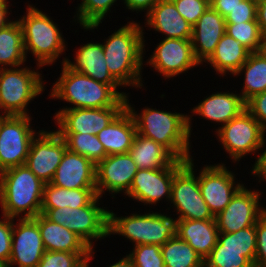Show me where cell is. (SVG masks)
Instances as JSON below:
<instances>
[{
    "instance_id": "cell-44",
    "label": "cell",
    "mask_w": 266,
    "mask_h": 267,
    "mask_svg": "<svg viewBox=\"0 0 266 267\" xmlns=\"http://www.w3.org/2000/svg\"><path fill=\"white\" fill-rule=\"evenodd\" d=\"M3 217V221L0 220V260L8 264L11 254L14 219L4 215Z\"/></svg>"
},
{
    "instance_id": "cell-11",
    "label": "cell",
    "mask_w": 266,
    "mask_h": 267,
    "mask_svg": "<svg viewBox=\"0 0 266 267\" xmlns=\"http://www.w3.org/2000/svg\"><path fill=\"white\" fill-rule=\"evenodd\" d=\"M264 130L259 122L245 109L218 129L217 136L233 160L237 161L247 153L262 148Z\"/></svg>"
},
{
    "instance_id": "cell-40",
    "label": "cell",
    "mask_w": 266,
    "mask_h": 267,
    "mask_svg": "<svg viewBox=\"0 0 266 267\" xmlns=\"http://www.w3.org/2000/svg\"><path fill=\"white\" fill-rule=\"evenodd\" d=\"M88 254L45 251L37 267H83Z\"/></svg>"
},
{
    "instance_id": "cell-31",
    "label": "cell",
    "mask_w": 266,
    "mask_h": 267,
    "mask_svg": "<svg viewBox=\"0 0 266 267\" xmlns=\"http://www.w3.org/2000/svg\"><path fill=\"white\" fill-rule=\"evenodd\" d=\"M26 61L21 26L17 21L0 29V65L19 67Z\"/></svg>"
},
{
    "instance_id": "cell-45",
    "label": "cell",
    "mask_w": 266,
    "mask_h": 267,
    "mask_svg": "<svg viewBox=\"0 0 266 267\" xmlns=\"http://www.w3.org/2000/svg\"><path fill=\"white\" fill-rule=\"evenodd\" d=\"M245 107L266 132V91L252 96L245 102Z\"/></svg>"
},
{
    "instance_id": "cell-46",
    "label": "cell",
    "mask_w": 266,
    "mask_h": 267,
    "mask_svg": "<svg viewBox=\"0 0 266 267\" xmlns=\"http://www.w3.org/2000/svg\"><path fill=\"white\" fill-rule=\"evenodd\" d=\"M243 0H209L210 7L224 18Z\"/></svg>"
},
{
    "instance_id": "cell-38",
    "label": "cell",
    "mask_w": 266,
    "mask_h": 267,
    "mask_svg": "<svg viewBox=\"0 0 266 267\" xmlns=\"http://www.w3.org/2000/svg\"><path fill=\"white\" fill-rule=\"evenodd\" d=\"M226 34L241 43L251 53L257 51L263 35L257 21L226 24Z\"/></svg>"
},
{
    "instance_id": "cell-19",
    "label": "cell",
    "mask_w": 266,
    "mask_h": 267,
    "mask_svg": "<svg viewBox=\"0 0 266 267\" xmlns=\"http://www.w3.org/2000/svg\"><path fill=\"white\" fill-rule=\"evenodd\" d=\"M164 77L170 78L200 64L194 56L191 40L165 38L148 61Z\"/></svg>"
},
{
    "instance_id": "cell-26",
    "label": "cell",
    "mask_w": 266,
    "mask_h": 267,
    "mask_svg": "<svg viewBox=\"0 0 266 267\" xmlns=\"http://www.w3.org/2000/svg\"><path fill=\"white\" fill-rule=\"evenodd\" d=\"M137 134L131 112L125 108L106 128L98 134L107 155L128 153Z\"/></svg>"
},
{
    "instance_id": "cell-39",
    "label": "cell",
    "mask_w": 266,
    "mask_h": 267,
    "mask_svg": "<svg viewBox=\"0 0 266 267\" xmlns=\"http://www.w3.org/2000/svg\"><path fill=\"white\" fill-rule=\"evenodd\" d=\"M129 254L134 267H165L161 246L154 244L134 245Z\"/></svg>"
},
{
    "instance_id": "cell-16",
    "label": "cell",
    "mask_w": 266,
    "mask_h": 267,
    "mask_svg": "<svg viewBox=\"0 0 266 267\" xmlns=\"http://www.w3.org/2000/svg\"><path fill=\"white\" fill-rule=\"evenodd\" d=\"M198 181L202 197L214 217L225 209L235 193L243 186L238 183L233 187L234 174L223 164L205 166L198 176Z\"/></svg>"
},
{
    "instance_id": "cell-50",
    "label": "cell",
    "mask_w": 266,
    "mask_h": 267,
    "mask_svg": "<svg viewBox=\"0 0 266 267\" xmlns=\"http://www.w3.org/2000/svg\"><path fill=\"white\" fill-rule=\"evenodd\" d=\"M252 173L266 179V159H260L259 163L253 168Z\"/></svg>"
},
{
    "instance_id": "cell-37",
    "label": "cell",
    "mask_w": 266,
    "mask_h": 267,
    "mask_svg": "<svg viewBox=\"0 0 266 267\" xmlns=\"http://www.w3.org/2000/svg\"><path fill=\"white\" fill-rule=\"evenodd\" d=\"M204 267H254L239 250L222 249L217 241L209 256L204 260Z\"/></svg>"
},
{
    "instance_id": "cell-5",
    "label": "cell",
    "mask_w": 266,
    "mask_h": 267,
    "mask_svg": "<svg viewBox=\"0 0 266 267\" xmlns=\"http://www.w3.org/2000/svg\"><path fill=\"white\" fill-rule=\"evenodd\" d=\"M27 15L18 20L24 40L25 55L27 51L37 58L39 67L51 64L65 50L57 25L51 18L29 5Z\"/></svg>"
},
{
    "instance_id": "cell-2",
    "label": "cell",
    "mask_w": 266,
    "mask_h": 267,
    "mask_svg": "<svg viewBox=\"0 0 266 267\" xmlns=\"http://www.w3.org/2000/svg\"><path fill=\"white\" fill-rule=\"evenodd\" d=\"M126 108L131 112L137 133L167 148L177 159L186 161L190 157V118L180 113L145 108L141 115L135 114L126 97Z\"/></svg>"
},
{
    "instance_id": "cell-42",
    "label": "cell",
    "mask_w": 266,
    "mask_h": 267,
    "mask_svg": "<svg viewBox=\"0 0 266 267\" xmlns=\"http://www.w3.org/2000/svg\"><path fill=\"white\" fill-rule=\"evenodd\" d=\"M250 21H257V0H243L225 17L226 24Z\"/></svg>"
},
{
    "instance_id": "cell-52",
    "label": "cell",
    "mask_w": 266,
    "mask_h": 267,
    "mask_svg": "<svg viewBox=\"0 0 266 267\" xmlns=\"http://www.w3.org/2000/svg\"><path fill=\"white\" fill-rule=\"evenodd\" d=\"M109 267H134L133 261L129 255Z\"/></svg>"
},
{
    "instance_id": "cell-28",
    "label": "cell",
    "mask_w": 266,
    "mask_h": 267,
    "mask_svg": "<svg viewBox=\"0 0 266 267\" xmlns=\"http://www.w3.org/2000/svg\"><path fill=\"white\" fill-rule=\"evenodd\" d=\"M138 169H158L170 166L177 158L163 145L136 134L129 150Z\"/></svg>"
},
{
    "instance_id": "cell-21",
    "label": "cell",
    "mask_w": 266,
    "mask_h": 267,
    "mask_svg": "<svg viewBox=\"0 0 266 267\" xmlns=\"http://www.w3.org/2000/svg\"><path fill=\"white\" fill-rule=\"evenodd\" d=\"M225 33V18L209 7L192 28L193 53L200 64L212 56L218 42Z\"/></svg>"
},
{
    "instance_id": "cell-48",
    "label": "cell",
    "mask_w": 266,
    "mask_h": 267,
    "mask_svg": "<svg viewBox=\"0 0 266 267\" xmlns=\"http://www.w3.org/2000/svg\"><path fill=\"white\" fill-rule=\"evenodd\" d=\"M257 22L262 34H266V0H257Z\"/></svg>"
},
{
    "instance_id": "cell-34",
    "label": "cell",
    "mask_w": 266,
    "mask_h": 267,
    "mask_svg": "<svg viewBox=\"0 0 266 267\" xmlns=\"http://www.w3.org/2000/svg\"><path fill=\"white\" fill-rule=\"evenodd\" d=\"M66 142L67 149L91 160L95 165L102 161L107 153L97 135L86 133L59 134Z\"/></svg>"
},
{
    "instance_id": "cell-3",
    "label": "cell",
    "mask_w": 266,
    "mask_h": 267,
    "mask_svg": "<svg viewBox=\"0 0 266 267\" xmlns=\"http://www.w3.org/2000/svg\"><path fill=\"white\" fill-rule=\"evenodd\" d=\"M42 182L26 165L15 166L0 172V204L2 213L9 218H34L41 212Z\"/></svg>"
},
{
    "instance_id": "cell-8",
    "label": "cell",
    "mask_w": 266,
    "mask_h": 267,
    "mask_svg": "<svg viewBox=\"0 0 266 267\" xmlns=\"http://www.w3.org/2000/svg\"><path fill=\"white\" fill-rule=\"evenodd\" d=\"M40 77L29 68H0V109L4 115L28 116L27 104L44 89Z\"/></svg>"
},
{
    "instance_id": "cell-41",
    "label": "cell",
    "mask_w": 266,
    "mask_h": 267,
    "mask_svg": "<svg viewBox=\"0 0 266 267\" xmlns=\"http://www.w3.org/2000/svg\"><path fill=\"white\" fill-rule=\"evenodd\" d=\"M179 14L193 27L210 7L209 0H171Z\"/></svg>"
},
{
    "instance_id": "cell-24",
    "label": "cell",
    "mask_w": 266,
    "mask_h": 267,
    "mask_svg": "<svg viewBox=\"0 0 266 267\" xmlns=\"http://www.w3.org/2000/svg\"><path fill=\"white\" fill-rule=\"evenodd\" d=\"M147 24L169 39L191 40L192 26L179 14L171 0H159L147 13Z\"/></svg>"
},
{
    "instance_id": "cell-55",
    "label": "cell",
    "mask_w": 266,
    "mask_h": 267,
    "mask_svg": "<svg viewBox=\"0 0 266 267\" xmlns=\"http://www.w3.org/2000/svg\"><path fill=\"white\" fill-rule=\"evenodd\" d=\"M0 267H8V264L5 261L0 260Z\"/></svg>"
},
{
    "instance_id": "cell-12",
    "label": "cell",
    "mask_w": 266,
    "mask_h": 267,
    "mask_svg": "<svg viewBox=\"0 0 266 267\" xmlns=\"http://www.w3.org/2000/svg\"><path fill=\"white\" fill-rule=\"evenodd\" d=\"M30 144L25 165L45 184L50 183L67 149L56 132L39 131Z\"/></svg>"
},
{
    "instance_id": "cell-14",
    "label": "cell",
    "mask_w": 266,
    "mask_h": 267,
    "mask_svg": "<svg viewBox=\"0 0 266 267\" xmlns=\"http://www.w3.org/2000/svg\"><path fill=\"white\" fill-rule=\"evenodd\" d=\"M259 192L249 191L244 185L235 193L225 209L215 216L218 231L233 233L253 226L266 212L259 208Z\"/></svg>"
},
{
    "instance_id": "cell-23",
    "label": "cell",
    "mask_w": 266,
    "mask_h": 267,
    "mask_svg": "<svg viewBox=\"0 0 266 267\" xmlns=\"http://www.w3.org/2000/svg\"><path fill=\"white\" fill-rule=\"evenodd\" d=\"M33 219L38 223L46 251L90 252L91 247L81 237L63 225L52 222L44 214L40 213Z\"/></svg>"
},
{
    "instance_id": "cell-27",
    "label": "cell",
    "mask_w": 266,
    "mask_h": 267,
    "mask_svg": "<svg viewBox=\"0 0 266 267\" xmlns=\"http://www.w3.org/2000/svg\"><path fill=\"white\" fill-rule=\"evenodd\" d=\"M245 109V101L238 94L217 92L204 99L192 111L208 120L225 125Z\"/></svg>"
},
{
    "instance_id": "cell-15",
    "label": "cell",
    "mask_w": 266,
    "mask_h": 267,
    "mask_svg": "<svg viewBox=\"0 0 266 267\" xmlns=\"http://www.w3.org/2000/svg\"><path fill=\"white\" fill-rule=\"evenodd\" d=\"M186 163L176 159L170 166L158 169H138L127 196L145 204H154L166 196L170 201L174 174Z\"/></svg>"
},
{
    "instance_id": "cell-25",
    "label": "cell",
    "mask_w": 266,
    "mask_h": 267,
    "mask_svg": "<svg viewBox=\"0 0 266 267\" xmlns=\"http://www.w3.org/2000/svg\"><path fill=\"white\" fill-rule=\"evenodd\" d=\"M216 219L177 220L176 235L186 241L204 261L218 241Z\"/></svg>"
},
{
    "instance_id": "cell-7",
    "label": "cell",
    "mask_w": 266,
    "mask_h": 267,
    "mask_svg": "<svg viewBox=\"0 0 266 267\" xmlns=\"http://www.w3.org/2000/svg\"><path fill=\"white\" fill-rule=\"evenodd\" d=\"M97 196L88 206L71 208H41L44 214L52 222L63 225L70 231L81 237L91 248V240L100 239L109 235V211L98 207ZM93 238V239H91Z\"/></svg>"
},
{
    "instance_id": "cell-10",
    "label": "cell",
    "mask_w": 266,
    "mask_h": 267,
    "mask_svg": "<svg viewBox=\"0 0 266 267\" xmlns=\"http://www.w3.org/2000/svg\"><path fill=\"white\" fill-rule=\"evenodd\" d=\"M30 116L0 115V172L25 165L35 137Z\"/></svg>"
},
{
    "instance_id": "cell-33",
    "label": "cell",
    "mask_w": 266,
    "mask_h": 267,
    "mask_svg": "<svg viewBox=\"0 0 266 267\" xmlns=\"http://www.w3.org/2000/svg\"><path fill=\"white\" fill-rule=\"evenodd\" d=\"M243 70L245 72V85L240 96L246 102L252 96L266 91V60L256 52L250 53L246 62L235 75H239Z\"/></svg>"
},
{
    "instance_id": "cell-54",
    "label": "cell",
    "mask_w": 266,
    "mask_h": 267,
    "mask_svg": "<svg viewBox=\"0 0 266 267\" xmlns=\"http://www.w3.org/2000/svg\"><path fill=\"white\" fill-rule=\"evenodd\" d=\"M260 159H266V150L262 153L261 156L258 157L255 165L253 166V168L259 163Z\"/></svg>"
},
{
    "instance_id": "cell-1",
    "label": "cell",
    "mask_w": 266,
    "mask_h": 267,
    "mask_svg": "<svg viewBox=\"0 0 266 267\" xmlns=\"http://www.w3.org/2000/svg\"><path fill=\"white\" fill-rule=\"evenodd\" d=\"M138 23L130 22L114 32L103 45L109 73L120 85L141 84L144 37Z\"/></svg>"
},
{
    "instance_id": "cell-9",
    "label": "cell",
    "mask_w": 266,
    "mask_h": 267,
    "mask_svg": "<svg viewBox=\"0 0 266 267\" xmlns=\"http://www.w3.org/2000/svg\"><path fill=\"white\" fill-rule=\"evenodd\" d=\"M193 166L192 159L189 158L174 174L170 201L181 214L176 220H212L215 217L202 197Z\"/></svg>"
},
{
    "instance_id": "cell-22",
    "label": "cell",
    "mask_w": 266,
    "mask_h": 267,
    "mask_svg": "<svg viewBox=\"0 0 266 267\" xmlns=\"http://www.w3.org/2000/svg\"><path fill=\"white\" fill-rule=\"evenodd\" d=\"M76 63L64 58L62 64H66L70 69L89 76L96 81L110 85L122 98H126L125 93L117 91L121 86L109 73L106 64L103 45L100 43H87L81 46L76 53Z\"/></svg>"
},
{
    "instance_id": "cell-6",
    "label": "cell",
    "mask_w": 266,
    "mask_h": 267,
    "mask_svg": "<svg viewBox=\"0 0 266 267\" xmlns=\"http://www.w3.org/2000/svg\"><path fill=\"white\" fill-rule=\"evenodd\" d=\"M176 221L168 215L157 212L144 215L132 214V216L120 218L109 211L108 233L125 236L136 245L162 246L176 235Z\"/></svg>"
},
{
    "instance_id": "cell-20",
    "label": "cell",
    "mask_w": 266,
    "mask_h": 267,
    "mask_svg": "<svg viewBox=\"0 0 266 267\" xmlns=\"http://www.w3.org/2000/svg\"><path fill=\"white\" fill-rule=\"evenodd\" d=\"M95 172L91 160L66 149L50 183L65 189L96 188Z\"/></svg>"
},
{
    "instance_id": "cell-49",
    "label": "cell",
    "mask_w": 266,
    "mask_h": 267,
    "mask_svg": "<svg viewBox=\"0 0 266 267\" xmlns=\"http://www.w3.org/2000/svg\"><path fill=\"white\" fill-rule=\"evenodd\" d=\"M8 14V6L6 1H1L0 2V29L6 27L9 25L11 22L7 21L8 19L6 18Z\"/></svg>"
},
{
    "instance_id": "cell-47",
    "label": "cell",
    "mask_w": 266,
    "mask_h": 267,
    "mask_svg": "<svg viewBox=\"0 0 266 267\" xmlns=\"http://www.w3.org/2000/svg\"><path fill=\"white\" fill-rule=\"evenodd\" d=\"M126 6L130 10H146L147 13L153 8V6L159 1V0H124Z\"/></svg>"
},
{
    "instance_id": "cell-18",
    "label": "cell",
    "mask_w": 266,
    "mask_h": 267,
    "mask_svg": "<svg viewBox=\"0 0 266 267\" xmlns=\"http://www.w3.org/2000/svg\"><path fill=\"white\" fill-rule=\"evenodd\" d=\"M138 168L128 153L107 155L96 164V192L99 197L106 189L116 194L129 192Z\"/></svg>"
},
{
    "instance_id": "cell-29",
    "label": "cell",
    "mask_w": 266,
    "mask_h": 267,
    "mask_svg": "<svg viewBox=\"0 0 266 267\" xmlns=\"http://www.w3.org/2000/svg\"><path fill=\"white\" fill-rule=\"evenodd\" d=\"M250 53L241 43L225 33L207 62L222 75L226 72L235 75Z\"/></svg>"
},
{
    "instance_id": "cell-30",
    "label": "cell",
    "mask_w": 266,
    "mask_h": 267,
    "mask_svg": "<svg viewBox=\"0 0 266 267\" xmlns=\"http://www.w3.org/2000/svg\"><path fill=\"white\" fill-rule=\"evenodd\" d=\"M96 188L65 189L44 184L41 208H78L88 206L97 197Z\"/></svg>"
},
{
    "instance_id": "cell-4",
    "label": "cell",
    "mask_w": 266,
    "mask_h": 267,
    "mask_svg": "<svg viewBox=\"0 0 266 267\" xmlns=\"http://www.w3.org/2000/svg\"><path fill=\"white\" fill-rule=\"evenodd\" d=\"M58 82L53 85L52 98L62 99L77 108L126 107L122 98L110 85L70 69L65 63Z\"/></svg>"
},
{
    "instance_id": "cell-35",
    "label": "cell",
    "mask_w": 266,
    "mask_h": 267,
    "mask_svg": "<svg viewBox=\"0 0 266 267\" xmlns=\"http://www.w3.org/2000/svg\"><path fill=\"white\" fill-rule=\"evenodd\" d=\"M218 242L222 245V249L241 251L242 255L254 265L256 256L255 225L233 233L219 232Z\"/></svg>"
},
{
    "instance_id": "cell-36",
    "label": "cell",
    "mask_w": 266,
    "mask_h": 267,
    "mask_svg": "<svg viewBox=\"0 0 266 267\" xmlns=\"http://www.w3.org/2000/svg\"><path fill=\"white\" fill-rule=\"evenodd\" d=\"M117 0H82L78 8V20L84 29L97 28L110 7Z\"/></svg>"
},
{
    "instance_id": "cell-53",
    "label": "cell",
    "mask_w": 266,
    "mask_h": 267,
    "mask_svg": "<svg viewBox=\"0 0 266 267\" xmlns=\"http://www.w3.org/2000/svg\"><path fill=\"white\" fill-rule=\"evenodd\" d=\"M93 251V249L91 248V250H90V252H89V254H88V256L86 257V259H85V262H84V266L83 267H88L89 265H88V262H89V260L91 259V254L93 253L92 252Z\"/></svg>"
},
{
    "instance_id": "cell-17",
    "label": "cell",
    "mask_w": 266,
    "mask_h": 267,
    "mask_svg": "<svg viewBox=\"0 0 266 267\" xmlns=\"http://www.w3.org/2000/svg\"><path fill=\"white\" fill-rule=\"evenodd\" d=\"M16 227L13 223L12 246L8 267H37L45 253L38 223L33 218L19 219ZM17 236V238H16Z\"/></svg>"
},
{
    "instance_id": "cell-43",
    "label": "cell",
    "mask_w": 266,
    "mask_h": 267,
    "mask_svg": "<svg viewBox=\"0 0 266 267\" xmlns=\"http://www.w3.org/2000/svg\"><path fill=\"white\" fill-rule=\"evenodd\" d=\"M256 227V256L254 267H266V212L258 219Z\"/></svg>"
},
{
    "instance_id": "cell-51",
    "label": "cell",
    "mask_w": 266,
    "mask_h": 267,
    "mask_svg": "<svg viewBox=\"0 0 266 267\" xmlns=\"http://www.w3.org/2000/svg\"><path fill=\"white\" fill-rule=\"evenodd\" d=\"M256 53L266 60V34H263Z\"/></svg>"
},
{
    "instance_id": "cell-32",
    "label": "cell",
    "mask_w": 266,
    "mask_h": 267,
    "mask_svg": "<svg viewBox=\"0 0 266 267\" xmlns=\"http://www.w3.org/2000/svg\"><path fill=\"white\" fill-rule=\"evenodd\" d=\"M165 267H204L197 252L177 235L161 246Z\"/></svg>"
},
{
    "instance_id": "cell-13",
    "label": "cell",
    "mask_w": 266,
    "mask_h": 267,
    "mask_svg": "<svg viewBox=\"0 0 266 267\" xmlns=\"http://www.w3.org/2000/svg\"><path fill=\"white\" fill-rule=\"evenodd\" d=\"M126 107L64 108L55 117L58 134L86 133L97 135L106 128Z\"/></svg>"
}]
</instances>
